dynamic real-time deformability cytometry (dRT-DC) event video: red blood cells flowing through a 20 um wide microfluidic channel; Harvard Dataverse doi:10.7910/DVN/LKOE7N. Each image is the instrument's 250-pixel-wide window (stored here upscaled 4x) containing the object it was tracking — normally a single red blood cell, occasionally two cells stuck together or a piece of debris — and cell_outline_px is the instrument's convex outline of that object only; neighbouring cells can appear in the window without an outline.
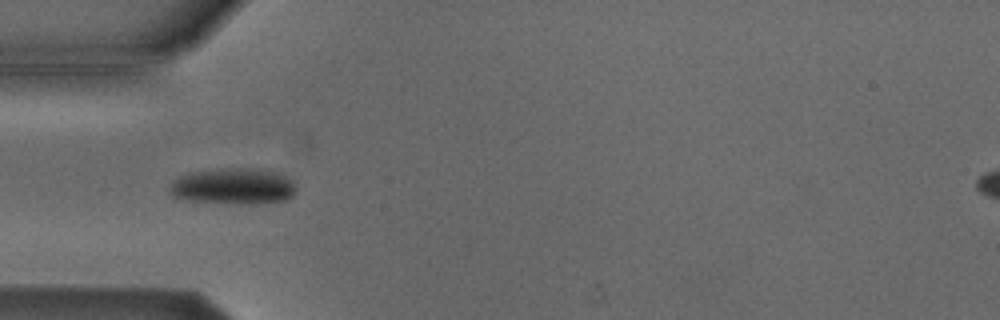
{"species": "Egyptian fruit bat (a non-hibernating species)", "species_latin": "Rousettus aegyptiacus", "temperature_condition": "cold", "stored_images_in_passage": 42, "camera_frame_rate_fps": 3000, "um_per_image_px": 0.085, "animal": {"sex": "male"}, "frame": {"image": 1, "passage_image": 5, "time_ms": 1.333, "image_size_px": [1000, 320], "cell_outline_px": [[296, 192], [292, 196], [284, 200], [256, 204], [240, 204], [188, 200], [172, 196], [168, 192], [168, 188], [172, 180], [188, 172], [220, 168], [268, 168], [280, 172], [288, 176], [292, 180], [296, 188]], "centroid_in_image_um": [19.85, 15.81], "position_along_channel_um": 65.1, "area_um2": 27.4}}
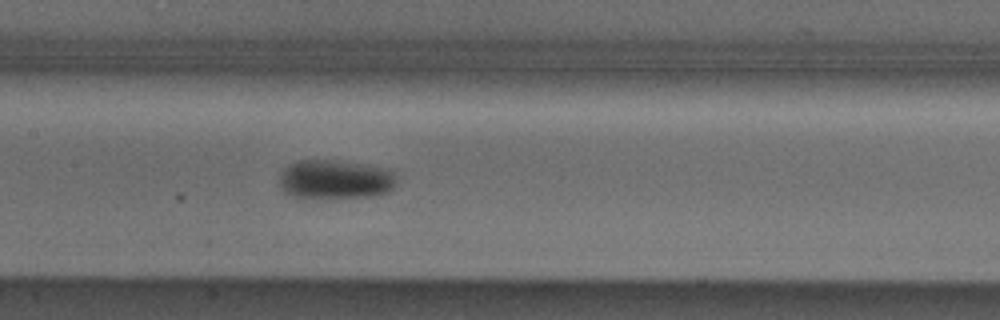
{"frame": {"image": 2, "passage_image": 14, "time_ms": 4.333, "image_size_px": [1000, 320], "cell_outline_px": [[396, 184], [388, 192], [372, 196], [304, 200], [292, 196], [284, 192], [276, 184], [280, 172], [284, 168], [296, 160], [328, 160], [356, 164], [380, 168], [392, 172], [396, 176]], "centroid_in_image_um": [28.36, 15.3], "position_along_channel_um": 179.0, "area_um2": 27.22}}
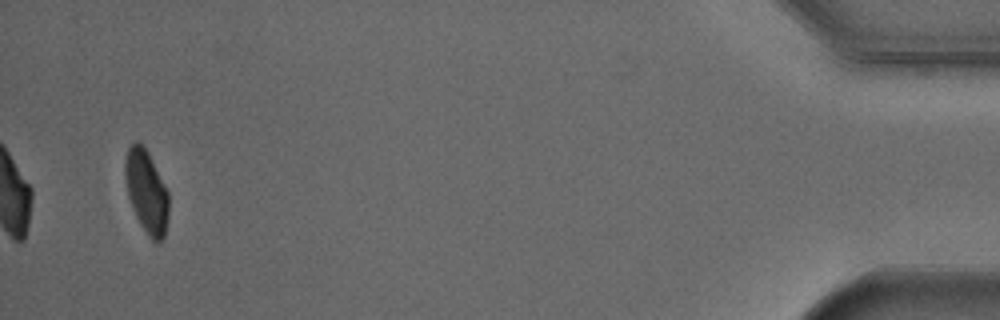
{"frame": {"image": 3, "passage_image": 40, "time_ms": 13.0, "image_size_px": [1000, 320], "cell_outline_px": [[168, 220], [164, 236], [156, 244], [148, 236], [140, 224], [136, 216], [128, 196], [124, 172], [124, 164], [128, 148], [136, 140], [144, 148], [168, 192]], "centroid_in_image_um": [12.44, 16.34], "position_along_channel_um": 422.8, "area_um2": 20.58}}